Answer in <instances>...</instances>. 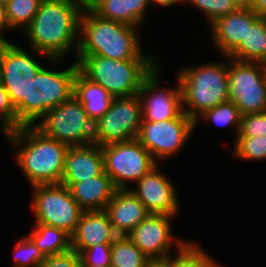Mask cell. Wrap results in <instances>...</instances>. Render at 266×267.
I'll return each mask as SVG.
<instances>
[{
	"label": "cell",
	"instance_id": "f546056e",
	"mask_svg": "<svg viewBox=\"0 0 266 267\" xmlns=\"http://www.w3.org/2000/svg\"><path fill=\"white\" fill-rule=\"evenodd\" d=\"M185 3L200 9L210 25L219 17L238 11L246 0H185Z\"/></svg>",
	"mask_w": 266,
	"mask_h": 267
},
{
	"label": "cell",
	"instance_id": "603a6c76",
	"mask_svg": "<svg viewBox=\"0 0 266 267\" xmlns=\"http://www.w3.org/2000/svg\"><path fill=\"white\" fill-rule=\"evenodd\" d=\"M73 95L94 123L109 110L114 99L104 87L88 79L79 69L74 79Z\"/></svg>",
	"mask_w": 266,
	"mask_h": 267
},
{
	"label": "cell",
	"instance_id": "5bb4252c",
	"mask_svg": "<svg viewBox=\"0 0 266 267\" xmlns=\"http://www.w3.org/2000/svg\"><path fill=\"white\" fill-rule=\"evenodd\" d=\"M174 217L150 213L127 237L151 260L168 259L173 246L176 245L175 249L180 250L188 242L174 238L171 228Z\"/></svg>",
	"mask_w": 266,
	"mask_h": 267
},
{
	"label": "cell",
	"instance_id": "d6a6232c",
	"mask_svg": "<svg viewBox=\"0 0 266 267\" xmlns=\"http://www.w3.org/2000/svg\"><path fill=\"white\" fill-rule=\"evenodd\" d=\"M111 244L98 243L95 246L83 250L79 254L82 267H110Z\"/></svg>",
	"mask_w": 266,
	"mask_h": 267
},
{
	"label": "cell",
	"instance_id": "30bf717a",
	"mask_svg": "<svg viewBox=\"0 0 266 267\" xmlns=\"http://www.w3.org/2000/svg\"><path fill=\"white\" fill-rule=\"evenodd\" d=\"M101 151L104 172L116 189H129L128 182L136 183L158 164L137 139L107 144Z\"/></svg>",
	"mask_w": 266,
	"mask_h": 267
},
{
	"label": "cell",
	"instance_id": "7bdbcfd3",
	"mask_svg": "<svg viewBox=\"0 0 266 267\" xmlns=\"http://www.w3.org/2000/svg\"><path fill=\"white\" fill-rule=\"evenodd\" d=\"M1 50H2V43L0 42V54H1Z\"/></svg>",
	"mask_w": 266,
	"mask_h": 267
},
{
	"label": "cell",
	"instance_id": "d6986e66",
	"mask_svg": "<svg viewBox=\"0 0 266 267\" xmlns=\"http://www.w3.org/2000/svg\"><path fill=\"white\" fill-rule=\"evenodd\" d=\"M105 211L118 236H127L150 214L129 189H117Z\"/></svg>",
	"mask_w": 266,
	"mask_h": 267
},
{
	"label": "cell",
	"instance_id": "44dd1931",
	"mask_svg": "<svg viewBox=\"0 0 266 267\" xmlns=\"http://www.w3.org/2000/svg\"><path fill=\"white\" fill-rule=\"evenodd\" d=\"M63 185L69 188L72 197L84 211L105 210L117 190L111 177L104 171L96 177Z\"/></svg>",
	"mask_w": 266,
	"mask_h": 267
},
{
	"label": "cell",
	"instance_id": "ffe728a7",
	"mask_svg": "<svg viewBox=\"0 0 266 267\" xmlns=\"http://www.w3.org/2000/svg\"><path fill=\"white\" fill-rule=\"evenodd\" d=\"M104 171L101 146H69L61 184H74L100 175Z\"/></svg>",
	"mask_w": 266,
	"mask_h": 267
},
{
	"label": "cell",
	"instance_id": "d590c367",
	"mask_svg": "<svg viewBox=\"0 0 266 267\" xmlns=\"http://www.w3.org/2000/svg\"><path fill=\"white\" fill-rule=\"evenodd\" d=\"M41 267H82L80 255L70 249L67 252L46 256Z\"/></svg>",
	"mask_w": 266,
	"mask_h": 267
},
{
	"label": "cell",
	"instance_id": "3957f363",
	"mask_svg": "<svg viewBox=\"0 0 266 267\" xmlns=\"http://www.w3.org/2000/svg\"><path fill=\"white\" fill-rule=\"evenodd\" d=\"M135 26L101 18L84 8L80 18L77 55H97L114 60L157 59L141 50Z\"/></svg>",
	"mask_w": 266,
	"mask_h": 267
},
{
	"label": "cell",
	"instance_id": "9c48e42d",
	"mask_svg": "<svg viewBox=\"0 0 266 267\" xmlns=\"http://www.w3.org/2000/svg\"><path fill=\"white\" fill-rule=\"evenodd\" d=\"M31 210L35 223H42L64 230L70 236L76 229L84 210L63 184L35 185Z\"/></svg>",
	"mask_w": 266,
	"mask_h": 267
},
{
	"label": "cell",
	"instance_id": "4fadbf2b",
	"mask_svg": "<svg viewBox=\"0 0 266 267\" xmlns=\"http://www.w3.org/2000/svg\"><path fill=\"white\" fill-rule=\"evenodd\" d=\"M196 128L195 121L184 111L176 118L152 122L142 120L137 140L149 151L153 159L170 158L180 151Z\"/></svg>",
	"mask_w": 266,
	"mask_h": 267
},
{
	"label": "cell",
	"instance_id": "e575fe53",
	"mask_svg": "<svg viewBox=\"0 0 266 267\" xmlns=\"http://www.w3.org/2000/svg\"><path fill=\"white\" fill-rule=\"evenodd\" d=\"M266 135V111L242 115L237 137H256Z\"/></svg>",
	"mask_w": 266,
	"mask_h": 267
},
{
	"label": "cell",
	"instance_id": "e0dca14e",
	"mask_svg": "<svg viewBox=\"0 0 266 267\" xmlns=\"http://www.w3.org/2000/svg\"><path fill=\"white\" fill-rule=\"evenodd\" d=\"M260 17L247 5L238 11L219 17L212 24L211 38L221 55L229 56L246 38L248 27Z\"/></svg>",
	"mask_w": 266,
	"mask_h": 267
},
{
	"label": "cell",
	"instance_id": "6da1fadb",
	"mask_svg": "<svg viewBox=\"0 0 266 267\" xmlns=\"http://www.w3.org/2000/svg\"><path fill=\"white\" fill-rule=\"evenodd\" d=\"M83 9L70 0H43L31 24L23 31L30 49L56 63L71 49L75 48L77 53Z\"/></svg>",
	"mask_w": 266,
	"mask_h": 267
},
{
	"label": "cell",
	"instance_id": "74e56055",
	"mask_svg": "<svg viewBox=\"0 0 266 267\" xmlns=\"http://www.w3.org/2000/svg\"><path fill=\"white\" fill-rule=\"evenodd\" d=\"M7 29L12 30L6 18V6L3 4H0V42L1 43H11L2 35V33H4V30H7Z\"/></svg>",
	"mask_w": 266,
	"mask_h": 267
},
{
	"label": "cell",
	"instance_id": "d4e9b609",
	"mask_svg": "<svg viewBox=\"0 0 266 267\" xmlns=\"http://www.w3.org/2000/svg\"><path fill=\"white\" fill-rule=\"evenodd\" d=\"M28 236L45 257L61 254L71 249V236L64 230L53 226L35 223Z\"/></svg>",
	"mask_w": 266,
	"mask_h": 267
},
{
	"label": "cell",
	"instance_id": "836d02e7",
	"mask_svg": "<svg viewBox=\"0 0 266 267\" xmlns=\"http://www.w3.org/2000/svg\"><path fill=\"white\" fill-rule=\"evenodd\" d=\"M0 123L2 134H7L18 129L17 113L10 101L9 95L0 82Z\"/></svg>",
	"mask_w": 266,
	"mask_h": 267
},
{
	"label": "cell",
	"instance_id": "52a82bcc",
	"mask_svg": "<svg viewBox=\"0 0 266 267\" xmlns=\"http://www.w3.org/2000/svg\"><path fill=\"white\" fill-rule=\"evenodd\" d=\"M34 126L45 136L68 146H85L95 141V124L73 95L50 109Z\"/></svg>",
	"mask_w": 266,
	"mask_h": 267
},
{
	"label": "cell",
	"instance_id": "7a4b0ae2",
	"mask_svg": "<svg viewBox=\"0 0 266 267\" xmlns=\"http://www.w3.org/2000/svg\"><path fill=\"white\" fill-rule=\"evenodd\" d=\"M15 147V161L30 186L60 184L69 146L45 136L35 126H21L5 134Z\"/></svg>",
	"mask_w": 266,
	"mask_h": 267
},
{
	"label": "cell",
	"instance_id": "9a60e30c",
	"mask_svg": "<svg viewBox=\"0 0 266 267\" xmlns=\"http://www.w3.org/2000/svg\"><path fill=\"white\" fill-rule=\"evenodd\" d=\"M159 66L160 64L144 79L139 91L142 103V120L152 122L169 120L176 118L183 111L182 93L178 78L174 88H162L158 78L160 75Z\"/></svg>",
	"mask_w": 266,
	"mask_h": 267
},
{
	"label": "cell",
	"instance_id": "ba28073f",
	"mask_svg": "<svg viewBox=\"0 0 266 267\" xmlns=\"http://www.w3.org/2000/svg\"><path fill=\"white\" fill-rule=\"evenodd\" d=\"M27 50L14 43H2L0 82L17 113L18 128L26 126V97L30 80L43 68Z\"/></svg>",
	"mask_w": 266,
	"mask_h": 267
},
{
	"label": "cell",
	"instance_id": "60d3db41",
	"mask_svg": "<svg viewBox=\"0 0 266 267\" xmlns=\"http://www.w3.org/2000/svg\"><path fill=\"white\" fill-rule=\"evenodd\" d=\"M70 1L76 2L83 8H89L94 2V0H70Z\"/></svg>",
	"mask_w": 266,
	"mask_h": 267
},
{
	"label": "cell",
	"instance_id": "4dcf8cb0",
	"mask_svg": "<svg viewBox=\"0 0 266 267\" xmlns=\"http://www.w3.org/2000/svg\"><path fill=\"white\" fill-rule=\"evenodd\" d=\"M233 155L240 160H266V135L256 137H237Z\"/></svg>",
	"mask_w": 266,
	"mask_h": 267
},
{
	"label": "cell",
	"instance_id": "b9f144b4",
	"mask_svg": "<svg viewBox=\"0 0 266 267\" xmlns=\"http://www.w3.org/2000/svg\"><path fill=\"white\" fill-rule=\"evenodd\" d=\"M10 0H0V4L7 5Z\"/></svg>",
	"mask_w": 266,
	"mask_h": 267
},
{
	"label": "cell",
	"instance_id": "8d00e7d4",
	"mask_svg": "<svg viewBox=\"0 0 266 267\" xmlns=\"http://www.w3.org/2000/svg\"><path fill=\"white\" fill-rule=\"evenodd\" d=\"M246 4L260 17L266 18V0H246Z\"/></svg>",
	"mask_w": 266,
	"mask_h": 267
},
{
	"label": "cell",
	"instance_id": "7402d4cb",
	"mask_svg": "<svg viewBox=\"0 0 266 267\" xmlns=\"http://www.w3.org/2000/svg\"><path fill=\"white\" fill-rule=\"evenodd\" d=\"M150 0H94L89 7L101 18L140 27Z\"/></svg>",
	"mask_w": 266,
	"mask_h": 267
},
{
	"label": "cell",
	"instance_id": "f1b7e54d",
	"mask_svg": "<svg viewBox=\"0 0 266 267\" xmlns=\"http://www.w3.org/2000/svg\"><path fill=\"white\" fill-rule=\"evenodd\" d=\"M195 242H188L176 251L173 267H223Z\"/></svg>",
	"mask_w": 266,
	"mask_h": 267
},
{
	"label": "cell",
	"instance_id": "2e32d148",
	"mask_svg": "<svg viewBox=\"0 0 266 267\" xmlns=\"http://www.w3.org/2000/svg\"><path fill=\"white\" fill-rule=\"evenodd\" d=\"M158 164L136 182L137 188L129 190L144 204L149 213L178 215L180 203L176 188L170 179L160 173Z\"/></svg>",
	"mask_w": 266,
	"mask_h": 267
},
{
	"label": "cell",
	"instance_id": "f35d334b",
	"mask_svg": "<svg viewBox=\"0 0 266 267\" xmlns=\"http://www.w3.org/2000/svg\"><path fill=\"white\" fill-rule=\"evenodd\" d=\"M147 267H173V256L168 259L150 260Z\"/></svg>",
	"mask_w": 266,
	"mask_h": 267
},
{
	"label": "cell",
	"instance_id": "484cf974",
	"mask_svg": "<svg viewBox=\"0 0 266 267\" xmlns=\"http://www.w3.org/2000/svg\"><path fill=\"white\" fill-rule=\"evenodd\" d=\"M150 260L127 236H118L111 244L110 267H147Z\"/></svg>",
	"mask_w": 266,
	"mask_h": 267
},
{
	"label": "cell",
	"instance_id": "ab89813d",
	"mask_svg": "<svg viewBox=\"0 0 266 267\" xmlns=\"http://www.w3.org/2000/svg\"><path fill=\"white\" fill-rule=\"evenodd\" d=\"M180 2V3H179ZM175 3H179V4H184L185 0H150V6H152L153 4L159 5V7H170L172 5H174ZM152 4V5H151Z\"/></svg>",
	"mask_w": 266,
	"mask_h": 267
},
{
	"label": "cell",
	"instance_id": "8992f818",
	"mask_svg": "<svg viewBox=\"0 0 266 267\" xmlns=\"http://www.w3.org/2000/svg\"><path fill=\"white\" fill-rule=\"evenodd\" d=\"M78 69L76 61L61 71L43 67L30 80L26 97V126H34L50 109L73 96Z\"/></svg>",
	"mask_w": 266,
	"mask_h": 267
},
{
	"label": "cell",
	"instance_id": "277c9868",
	"mask_svg": "<svg viewBox=\"0 0 266 267\" xmlns=\"http://www.w3.org/2000/svg\"><path fill=\"white\" fill-rule=\"evenodd\" d=\"M79 70L113 97L139 94L144 79L158 65L157 59L114 60L97 55H77Z\"/></svg>",
	"mask_w": 266,
	"mask_h": 267
},
{
	"label": "cell",
	"instance_id": "1f68e13d",
	"mask_svg": "<svg viewBox=\"0 0 266 267\" xmlns=\"http://www.w3.org/2000/svg\"><path fill=\"white\" fill-rule=\"evenodd\" d=\"M12 267H41L45 256L29 236H24L16 242L13 251Z\"/></svg>",
	"mask_w": 266,
	"mask_h": 267
},
{
	"label": "cell",
	"instance_id": "7c38bea8",
	"mask_svg": "<svg viewBox=\"0 0 266 267\" xmlns=\"http://www.w3.org/2000/svg\"><path fill=\"white\" fill-rule=\"evenodd\" d=\"M143 119L140 95L114 97L109 110L95 121V144L129 141L137 138Z\"/></svg>",
	"mask_w": 266,
	"mask_h": 267
},
{
	"label": "cell",
	"instance_id": "4316f807",
	"mask_svg": "<svg viewBox=\"0 0 266 267\" xmlns=\"http://www.w3.org/2000/svg\"><path fill=\"white\" fill-rule=\"evenodd\" d=\"M241 113L239 108L232 101L223 102L215 107L206 110L195 121V125L198 126V121L203 118L204 121L215 123L219 127L232 126L236 133V138L240 131L241 126ZM200 118V119H199Z\"/></svg>",
	"mask_w": 266,
	"mask_h": 267
},
{
	"label": "cell",
	"instance_id": "ac0fdd59",
	"mask_svg": "<svg viewBox=\"0 0 266 267\" xmlns=\"http://www.w3.org/2000/svg\"><path fill=\"white\" fill-rule=\"evenodd\" d=\"M117 237L105 210L84 211L71 235V249L80 254L98 243H112Z\"/></svg>",
	"mask_w": 266,
	"mask_h": 267
},
{
	"label": "cell",
	"instance_id": "cb8c5ba5",
	"mask_svg": "<svg viewBox=\"0 0 266 267\" xmlns=\"http://www.w3.org/2000/svg\"><path fill=\"white\" fill-rule=\"evenodd\" d=\"M228 57L242 62L266 64V18H259L248 27L246 38Z\"/></svg>",
	"mask_w": 266,
	"mask_h": 267
},
{
	"label": "cell",
	"instance_id": "8fae6325",
	"mask_svg": "<svg viewBox=\"0 0 266 267\" xmlns=\"http://www.w3.org/2000/svg\"><path fill=\"white\" fill-rule=\"evenodd\" d=\"M229 101L241 115L266 111V64L229 58Z\"/></svg>",
	"mask_w": 266,
	"mask_h": 267
},
{
	"label": "cell",
	"instance_id": "83f0119b",
	"mask_svg": "<svg viewBox=\"0 0 266 267\" xmlns=\"http://www.w3.org/2000/svg\"><path fill=\"white\" fill-rule=\"evenodd\" d=\"M43 0H10L6 5V18L11 29L23 31L31 24Z\"/></svg>",
	"mask_w": 266,
	"mask_h": 267
},
{
	"label": "cell",
	"instance_id": "5b68a950",
	"mask_svg": "<svg viewBox=\"0 0 266 267\" xmlns=\"http://www.w3.org/2000/svg\"><path fill=\"white\" fill-rule=\"evenodd\" d=\"M212 62L178 72L182 110L194 121L206 110L229 100L228 63ZM187 108H185L186 106Z\"/></svg>",
	"mask_w": 266,
	"mask_h": 267
}]
</instances>
